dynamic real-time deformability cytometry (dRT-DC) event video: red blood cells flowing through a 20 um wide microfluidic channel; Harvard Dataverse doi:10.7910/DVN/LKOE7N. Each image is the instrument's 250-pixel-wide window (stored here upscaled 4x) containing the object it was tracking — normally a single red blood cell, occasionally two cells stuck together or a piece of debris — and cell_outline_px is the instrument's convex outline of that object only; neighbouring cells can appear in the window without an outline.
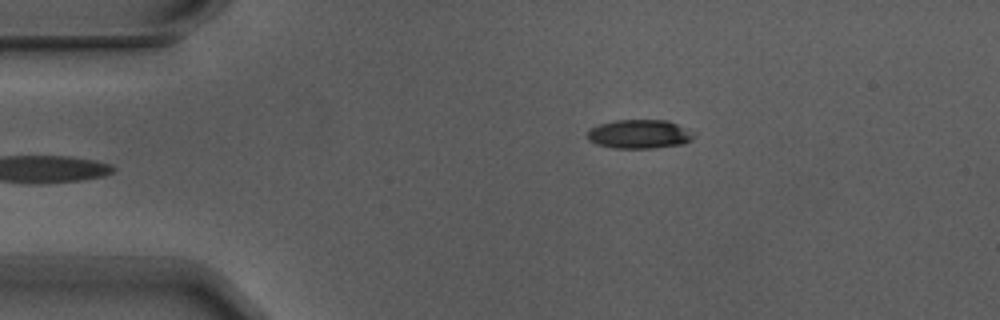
{"species": "Egyptian fruit bat (a non-hibernating species)", "species_latin": "Rousettus aegyptiacus", "temperature_condition": "warm", "stored_images_in_passage": 4, "camera_frame_rate_fps": 3000, "um_per_image_px": 0.085, "animal": {"sex": "male"}, "frame": {"image": 1, "passage_image": 4, "time_ms": 1.0, "image_size_px": [1000, 320], "cell_outline_px": [[696, 132], [684, 144], [652, 148], [612, 148], [596, 144], [588, 140], [588, 128], [600, 124], [616, 120], [668, 120]], "centroid_in_image_um": [54.33, 11.39], "position_along_channel_um": 30.7, "area_um2": 17.98}}